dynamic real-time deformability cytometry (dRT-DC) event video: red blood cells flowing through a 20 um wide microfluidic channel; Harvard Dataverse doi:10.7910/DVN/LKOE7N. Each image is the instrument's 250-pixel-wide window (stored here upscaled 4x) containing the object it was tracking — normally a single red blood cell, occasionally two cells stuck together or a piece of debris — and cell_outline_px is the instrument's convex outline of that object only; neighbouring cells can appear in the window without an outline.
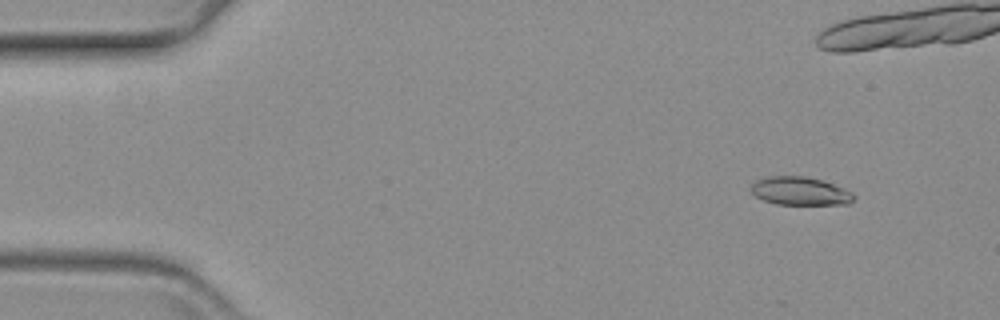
{"species": "common noctule bat (a hibernating species)", "species_latin": "Nyctalus noctula", "temperature_condition": "warm", "stored_images_in_passage": 60, "camera_frame_rate_fps": 3000, "um_per_image_px": 0.085, "animal": {"sex": "female", "body_mass_g": 19.3, "forearm_length_mm": 54.1}, "frame": {"image": 1, "passage_image": 5, "time_ms": 1.333, "image_size_px": [1000, 320], "cell_outline_px": [[856, 196], [848, 204], [776, 204], [764, 200], [756, 196], [752, 192], [752, 184], [756, 180], [768, 176], [804, 176], [820, 180], [844, 188], [852, 192]], "centroid_in_image_um": [68.01, 16.24], "position_along_channel_um": 17.0, "area_um2": 16.7}}
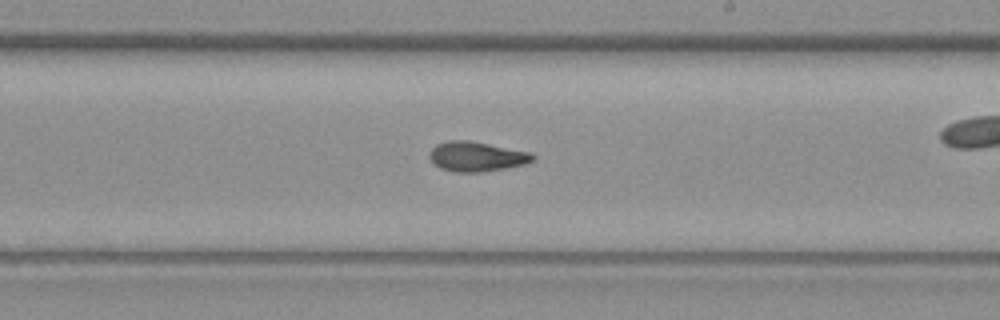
{"frame": {"image": 2, "passage_image": 34, "time_ms": 11.0, "image_size_px": [1000, 320], "cell_outline_px": [[536, 160], [524, 164], [504, 168], [480, 172], [452, 172], [440, 168], [432, 164], [428, 156], [428, 152], [436, 144], [448, 140], [468, 140], [532, 152], [536, 156]], "centroid_in_image_um": [40.48, 13.3], "position_along_channel_um": 248.5, "area_um2": 18.21}}
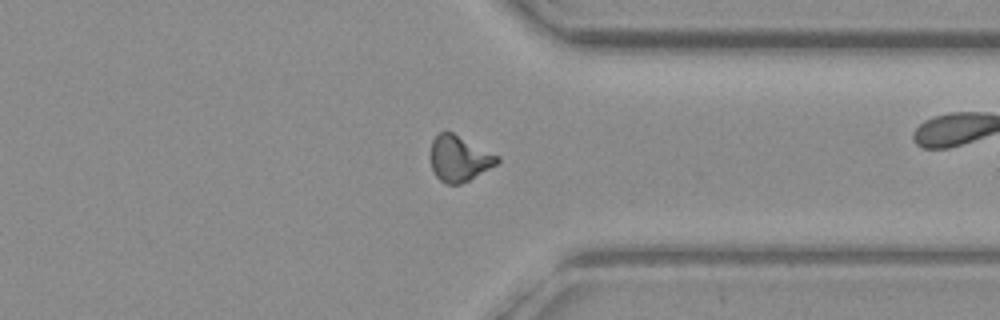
{"frame": {"image": 3, "passage_image": 45, "time_ms": 14.667, "image_size_px": [1000, 320], "cell_outline_px": [[500, 160], [496, 164], [468, 180], [460, 184], [444, 184], [436, 176], [432, 168], [432, 140], [440, 132], [452, 132], [500, 156]], "centroid_in_image_um": [39.04, 13.48], "position_along_channel_um": 372.4, "area_um2": 17.4}}